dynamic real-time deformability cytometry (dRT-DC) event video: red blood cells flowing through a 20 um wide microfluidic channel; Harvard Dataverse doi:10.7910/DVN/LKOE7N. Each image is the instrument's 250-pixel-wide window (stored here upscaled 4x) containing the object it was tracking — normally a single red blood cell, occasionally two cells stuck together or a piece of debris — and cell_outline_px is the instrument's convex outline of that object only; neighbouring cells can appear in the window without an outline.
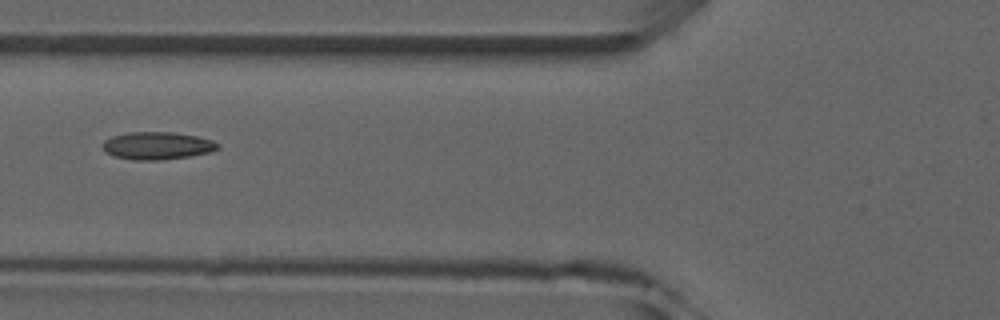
{"species": "common noctule bat (a hibernating species)", "species_latin": "Nyctalus noctula", "temperature_condition": "room temperature", "stored_images_in_passage": 2, "camera_frame_rate_fps": 3000, "um_per_image_px": 0.085, "animal": {"sex": "male", "forearm_length_mm": 52.5}, "frame": {"image": 1, "passage_image": 2, "time_ms": 1.0, "image_size_px": [1000, 320], "cell_outline_px": [[220, 148], [212, 152], [188, 156], [160, 160], [132, 160], [116, 156], [104, 152], [100, 144], [104, 140], [112, 136], [128, 132], [172, 132], [196, 136], [212, 140], [220, 144]], "centroid_in_image_um": [13.34, 12.38], "position_along_channel_um": 112.5, "area_um2": 18.67}}